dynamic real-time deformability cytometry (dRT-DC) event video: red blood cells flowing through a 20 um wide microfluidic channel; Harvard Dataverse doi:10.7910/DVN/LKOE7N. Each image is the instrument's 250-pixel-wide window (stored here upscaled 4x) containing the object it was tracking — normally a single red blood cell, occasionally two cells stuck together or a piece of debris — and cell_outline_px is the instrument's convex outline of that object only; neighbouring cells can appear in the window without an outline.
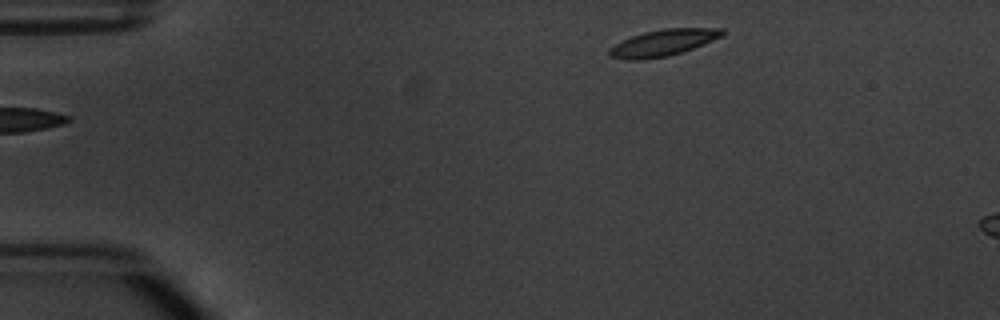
{"species": "common noctule bat (a hibernating species)", "species_latin": "Nyctalus noctula", "temperature_condition": "warm", "stored_images_in_passage": 3, "camera_frame_rate_fps": 3000, "um_per_image_px": 0.085, "animal": {"sex": "male", "body_mass_g": 20.1, "forearm_length_mm": 53.5}, "frame": {"image": 1, "passage_image": 1, "time_ms": 0.0, "image_size_px": [1000, 320], "cell_outline_px": [[724, 36], [692, 48], [668, 56], [644, 60], [628, 60], [608, 56], [608, 48], [632, 36], [644, 32], [664, 28], [724, 28]], "centroid_in_image_um": [56.35, 3.63], "position_along_channel_um": 28.6, "area_um2": 17.4}}